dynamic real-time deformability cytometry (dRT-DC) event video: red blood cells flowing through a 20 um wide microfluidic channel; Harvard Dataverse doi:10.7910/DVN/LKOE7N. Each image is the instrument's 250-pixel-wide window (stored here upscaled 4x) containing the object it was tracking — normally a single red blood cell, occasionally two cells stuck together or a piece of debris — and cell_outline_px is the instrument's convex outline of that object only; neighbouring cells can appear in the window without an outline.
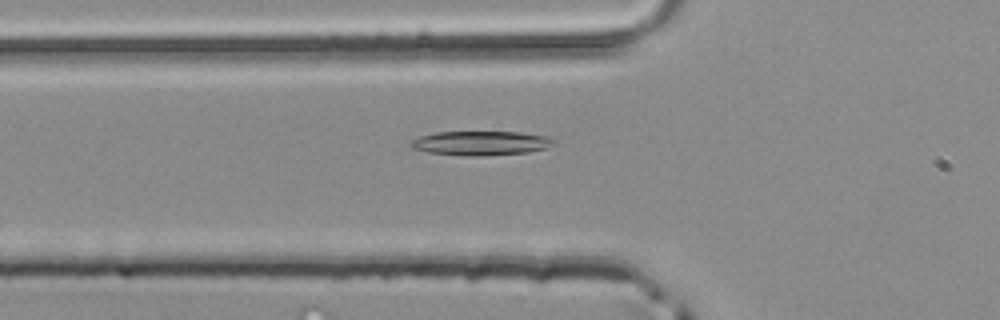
{"species": "common noctule bat (a hibernating species)", "species_latin": "Nyctalus noctula", "temperature_condition": "room temperature", "stored_images_in_passage": 34, "camera_frame_rate_fps": 3000, "um_per_image_px": 0.085, "animal": {"sex": "male", "body_mass_g": 20.4}, "frame": {"image": 1, "passage_image": 2, "time_ms": 0.333, "image_size_px": [1000, 320], "cell_outline_px": [[556, 144], [548, 148], [528, 152], [476, 156], [472, 156], [428, 152], [412, 148], [408, 144], [412, 140], [420, 136], [436, 132], [520, 132], [544, 136], [556, 140]], "centroid_in_image_um": [40.89, 12.16], "position_along_channel_um": 84.9, "area_um2": 20.11}}
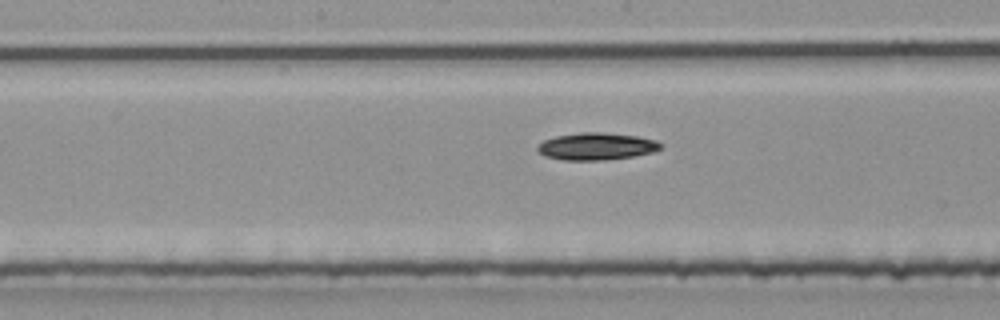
{"frame": {"image": 2, "passage_image": 10, "time_ms": 3.0, "image_size_px": [1000, 320], "cell_outline_px": [[664, 144], [660, 148], [652, 152], [632, 156], [604, 160], [564, 160], [544, 156], [536, 148], [544, 140], [556, 136], [580, 132], [600, 132], [636, 136], [656, 140]], "centroid_in_image_um": [50.7, 12.44], "position_along_channel_um": 197.5, "area_um2": 19.36}}
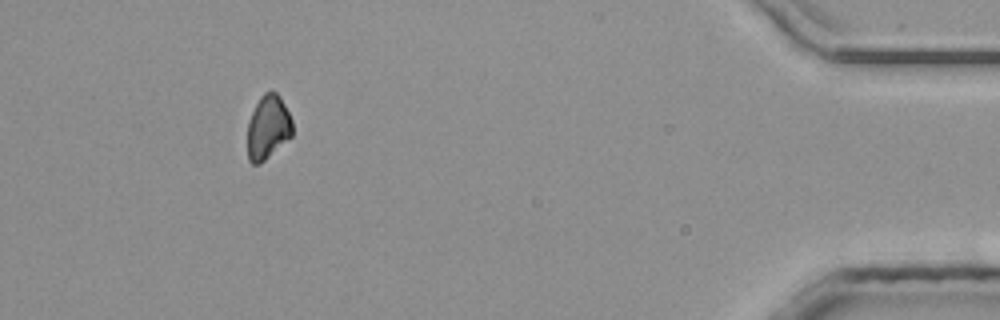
{"frame": {"image": 3, "passage_image": 30, "time_ms": 9.667, "image_size_px": [1000, 320], "cell_outline_px": [[292, 136], [260, 164], [252, 164], [248, 160], [248, 120], [260, 96], [264, 92], [272, 88], [280, 96], [292, 120]], "centroid_in_image_um": [22.77, 10.79], "position_along_channel_um": 412.4, "area_um2": 16.88}}